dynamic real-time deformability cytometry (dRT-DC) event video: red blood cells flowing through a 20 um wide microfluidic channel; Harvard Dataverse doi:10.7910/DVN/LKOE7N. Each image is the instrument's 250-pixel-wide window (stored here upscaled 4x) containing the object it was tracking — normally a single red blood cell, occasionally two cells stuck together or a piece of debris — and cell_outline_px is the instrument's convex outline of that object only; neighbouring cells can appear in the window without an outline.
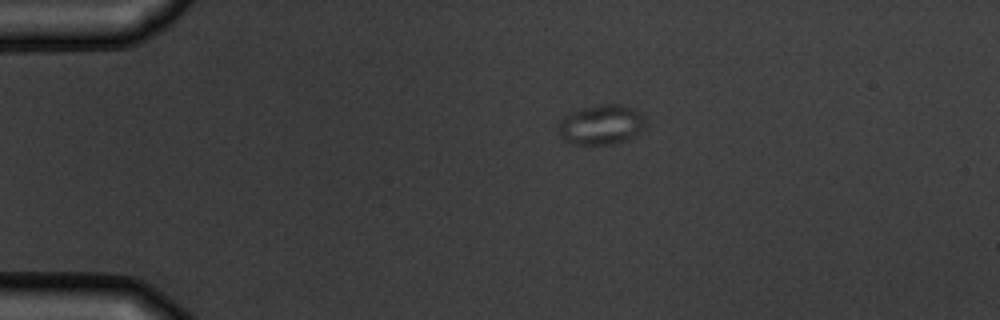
{"species": "common noctule bat (a hibernating species)", "species_latin": "Nyctalus noctula", "temperature_condition": "warm", "stored_images_in_passage": 6, "camera_frame_rate_fps": 3000, "um_per_image_px": 0.085, "animal": {"sex": "male", "body_mass_g": 19.5, "forearm_length_mm": 54.6}, "frame": {"image": 1, "passage_image": 6, "time_ms": 6.0, "image_size_px": [1000, 320], "cell_outline_px": [[644, 124], [640, 132], [624, 140], [612, 144], [572, 144], [564, 140], [560, 136], [560, 120], [564, 116], [580, 108], [600, 104], [620, 104], [640, 112], [644, 116]], "centroid_in_image_um": [51.09, 10.59], "position_along_channel_um": 33.9, "area_um2": 19.94}}